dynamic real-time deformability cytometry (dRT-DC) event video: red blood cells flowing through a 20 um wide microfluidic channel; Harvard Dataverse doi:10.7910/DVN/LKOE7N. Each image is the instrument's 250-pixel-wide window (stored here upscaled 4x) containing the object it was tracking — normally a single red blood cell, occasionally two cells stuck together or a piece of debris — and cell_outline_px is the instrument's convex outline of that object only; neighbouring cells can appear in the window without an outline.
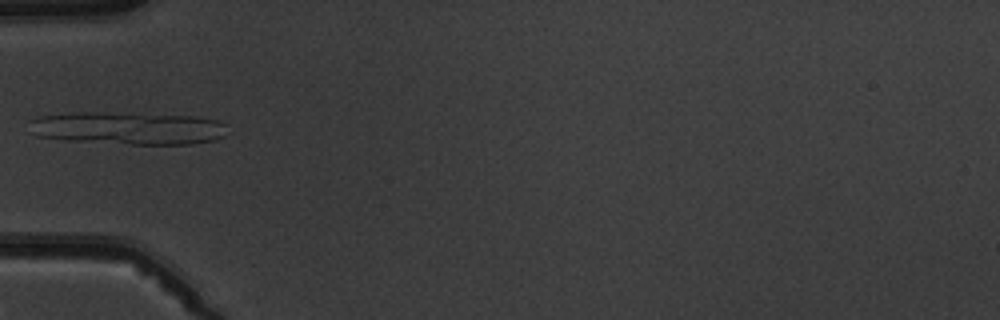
{"species": "common noctule bat (a hibernating species)", "species_latin": "Nyctalus noctula", "temperature_condition": "warm", "stored_images_in_passage": 6, "camera_frame_rate_fps": 3000, "um_per_image_px": 0.085, "animal": {"sex": "male", "body_mass_g": 19.5, "forearm_length_mm": 54.6}, "frame": {"image": 1, "passage_image": 5, "time_ms": 5.333, "image_size_px": [1000, 320], "cell_outline_px": [[228, 124], [224, 136], [216, 140], [192, 144], [128, 144], [64, 140], [36, 136], [32, 132], [28, 120], [40, 116], [80, 112], [92, 112], [196, 116], [220, 120]], "centroid_in_image_um": [10.92, 10.9], "position_along_channel_um": 74.1, "area_um2": 37.97}}
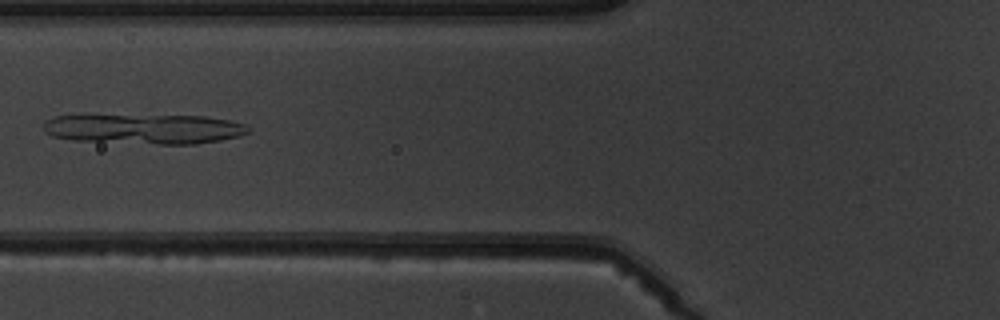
{"frame": {"image": 2, "passage_image": 6, "time_ms": 6.333, "image_size_px": [1000, 320], "cell_outline_px": [[252, 128], [248, 132], [240, 136], [220, 140], [196, 144], [160, 144], [72, 140], [52, 136], [44, 132], [44, 120], [56, 116], [80, 112], [204, 116], [228, 120], [244, 124]], "centroid_in_image_um": [12.13, 10.9], "position_along_channel_um": 113.7, "area_um2": 37.51}}